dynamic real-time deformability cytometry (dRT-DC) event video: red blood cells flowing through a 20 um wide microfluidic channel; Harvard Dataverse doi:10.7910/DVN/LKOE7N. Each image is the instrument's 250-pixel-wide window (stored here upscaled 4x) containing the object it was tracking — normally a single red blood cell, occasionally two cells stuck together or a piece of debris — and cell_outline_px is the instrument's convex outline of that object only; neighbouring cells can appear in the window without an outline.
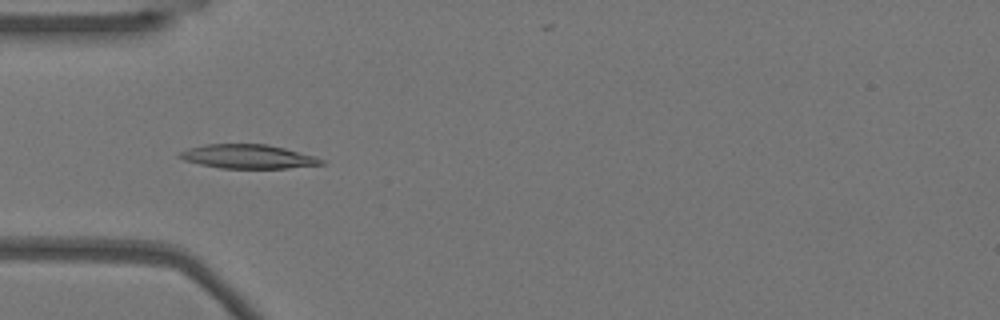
{"species": "Egyptian fruit bat (a non-hibernating species)", "species_latin": "Rousettus aegyptiacus", "temperature_condition": "warm", "stored_images_in_passage": 47, "camera_frame_rate_fps": 3000, "um_per_image_px": 0.085, "animal": {"sex": "female"}, "frame": {"image": 1, "passage_image": 10, "time_ms": 3.0, "image_size_px": [1000, 320], "cell_outline_px": [[324, 164], [288, 168], [220, 168], [200, 164], [184, 160], [176, 156], [180, 152], [188, 148], [208, 144], [268, 144], [316, 156], [324, 160]], "centroid_in_image_um": [21.08, 13.3], "position_along_channel_um": 63.9, "area_um2": 19.77}}
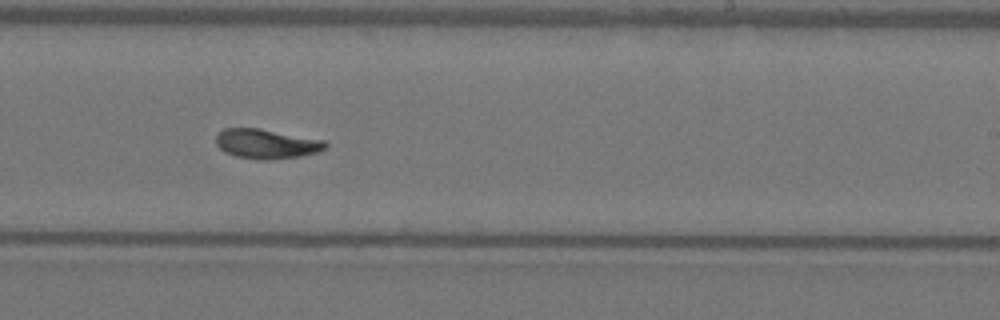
{"frame": {"image": 2, "passage_image": 26, "time_ms": 8.333, "image_size_px": [1000, 320], "cell_outline_px": [[328, 148], [316, 152], [300, 156], [272, 160], [264, 160], [236, 156], [224, 152], [216, 144], [216, 136], [224, 128], [260, 128], [324, 140], [328, 144]], "centroid_in_image_um": [22.66, 12.22], "position_along_channel_um": 266.3, "area_um2": 18.9}}
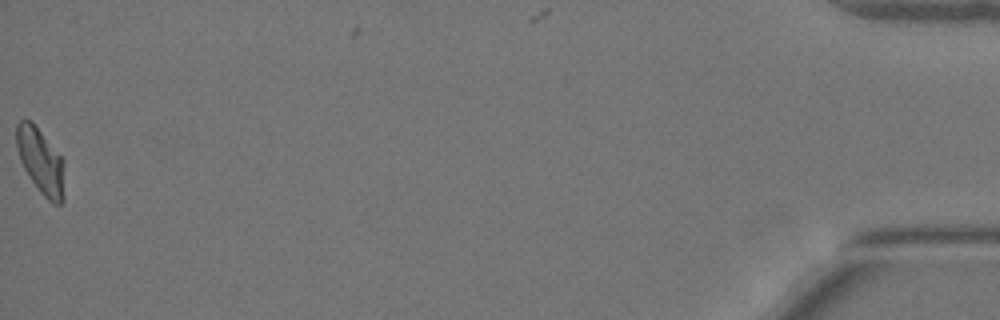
{"frame": {"image": 3, "passage_image": 47, "time_ms": 15.333, "image_size_px": [1000, 320], "cell_outline_px": [[64, 200], [60, 204], [52, 204], [40, 192], [24, 168], [20, 160], [16, 148], [16, 124], [20, 120], [32, 120], [64, 160]], "centroid_in_image_um": [3.47, 13.69], "position_along_channel_um": 431.7, "area_um2": 18.5}, "authors_computed_cell_mechanics": {"area_um2": 18.7272, "velocity_mm_per_s": 3.8054, "shape_relaxation_time_tau1_ms": 7.9377, "shape_relaxation_time_tau2_ms": 6.2698, "deformation_change_tau1": 0.2408, "deformation_change_tau2": 0.0683}}